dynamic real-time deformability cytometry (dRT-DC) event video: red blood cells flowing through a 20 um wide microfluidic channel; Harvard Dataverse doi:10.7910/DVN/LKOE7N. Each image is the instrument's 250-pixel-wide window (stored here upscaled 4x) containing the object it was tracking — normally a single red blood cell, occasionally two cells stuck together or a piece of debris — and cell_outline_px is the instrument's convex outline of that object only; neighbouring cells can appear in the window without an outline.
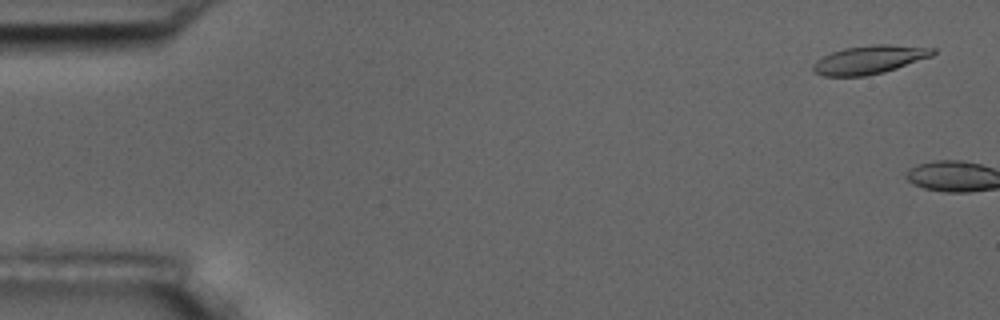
{"species": "common noctule bat (a hibernating species)", "species_latin": "Nyctalus noctula", "temperature_condition": "room temperature", "stored_images_in_passage": 5, "camera_frame_rate_fps": 3000, "um_per_image_px": 0.085, "animal": {"sex": "male", "body_mass_g": 17.5, "forearm_length_mm": 52.3}, "frame": {"image": 1, "passage_image": 3, "time_ms": 0.667, "image_size_px": [1000, 320], "cell_outline_px": [[936, 52], [932, 56], [884, 72], [864, 76], [824, 76], [812, 72], [812, 64], [816, 60], [832, 52], [844, 48], [872, 44], [888, 44], [936, 48]], "centroid_in_image_um": [73.88, 5.07], "position_along_channel_um": 11.1, "area_um2": 19.88}}